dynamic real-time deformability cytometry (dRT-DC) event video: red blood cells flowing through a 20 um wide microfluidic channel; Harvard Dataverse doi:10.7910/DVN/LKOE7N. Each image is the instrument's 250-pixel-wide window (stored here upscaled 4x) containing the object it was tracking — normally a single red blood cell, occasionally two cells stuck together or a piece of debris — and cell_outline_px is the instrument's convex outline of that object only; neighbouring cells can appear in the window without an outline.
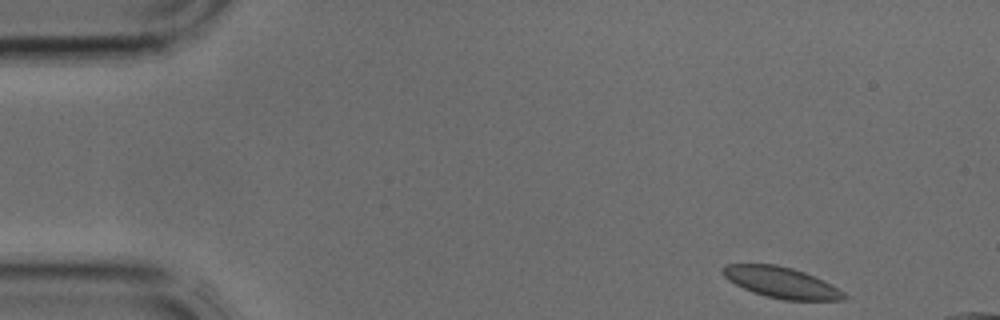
{"species": "common noctule bat (a hibernating species)", "species_latin": "Nyctalus noctula", "temperature_condition": "cold", "stored_images_in_passage": 3, "camera_frame_rate_fps": 3000, "um_per_image_px": 0.085, "animal": {"sex": "male", "body_mass_g": 17.9, "forearm_length_mm": 54.2}, "frame": {"image": 1, "passage_image": 1, "time_ms": 0.0, "image_size_px": [1000, 320], "cell_outline_px": [[848, 296], [844, 300], [784, 300], [764, 296], [752, 292], [728, 280], [724, 276], [720, 268], [724, 264], [776, 264], [792, 268], [804, 272], [844, 292]], "centroid_in_image_um": [66.35, 24.01], "position_along_channel_um": 18.6, "area_um2": 21.68}}